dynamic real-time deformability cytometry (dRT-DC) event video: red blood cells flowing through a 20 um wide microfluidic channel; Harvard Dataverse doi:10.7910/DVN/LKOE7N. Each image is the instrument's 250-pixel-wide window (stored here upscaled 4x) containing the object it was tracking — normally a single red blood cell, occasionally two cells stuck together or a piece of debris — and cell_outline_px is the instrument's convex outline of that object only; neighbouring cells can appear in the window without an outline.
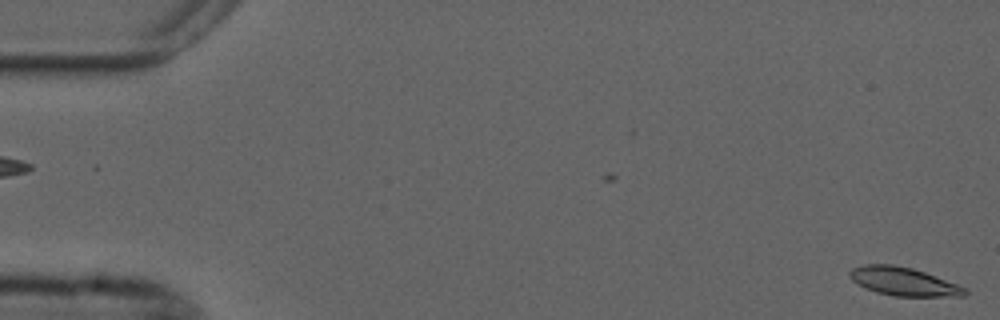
{"species": "common noctule bat (a hibernating species)", "species_latin": "Nyctalus noctula", "temperature_condition": "cold", "stored_images_in_passage": 2, "camera_frame_rate_fps": 3000, "um_per_image_px": 0.085, "animal": {"sex": "male", "forearm_length_mm": 52.5}, "frame": {"image": 1, "passage_image": 2, "time_ms": 0.333, "image_size_px": [1000, 320], "cell_outline_px": [[968, 292], [964, 296], [896, 296], [876, 292], [852, 280], [848, 276], [848, 272], [852, 268], [864, 264], [892, 264], [912, 268], [924, 272], [956, 284], [964, 288]], "centroid_in_image_um": [76.76, 23.91], "position_along_channel_um": 8.2, "area_um2": 18.73}}